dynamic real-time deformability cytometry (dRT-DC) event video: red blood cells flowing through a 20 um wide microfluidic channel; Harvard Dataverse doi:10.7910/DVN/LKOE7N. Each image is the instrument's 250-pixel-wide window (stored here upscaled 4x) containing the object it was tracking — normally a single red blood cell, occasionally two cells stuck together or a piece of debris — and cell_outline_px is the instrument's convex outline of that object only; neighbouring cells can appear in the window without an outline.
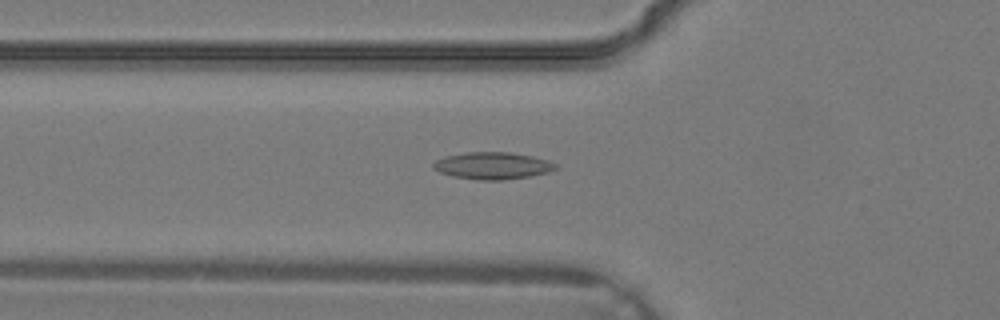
{"species": "common noctule bat (a hibernating species)", "species_latin": "Nyctalus noctula", "temperature_condition": "warm", "stored_images_in_passage": 36, "camera_frame_rate_fps": 3000, "um_per_image_px": 0.085, "animal": {"sex": "male", "body_mass_g": 19.2, "forearm_length_mm": 51.8}, "frame": {"image": 1, "passage_image": 13, "time_ms": 4.0, "image_size_px": [1000, 320], "cell_outline_px": [[560, 168], [548, 172], [528, 176], [504, 180], [480, 180], [452, 176], [440, 172], [432, 168], [432, 164], [436, 160], [444, 156], [464, 152], [512, 152], [532, 156], [548, 160], [556, 164]], "centroid_in_image_um": [41.86, 14.07], "position_along_channel_um": 83.9, "area_um2": 19.42}}
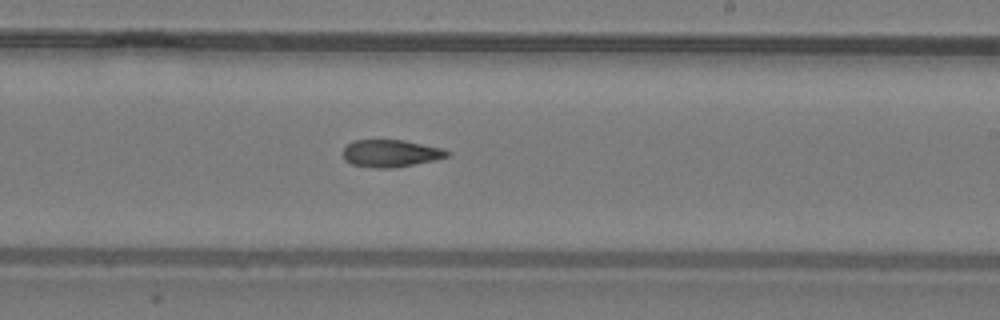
{"frame": {"image": 2, "passage_image": 22, "time_ms": 7.0, "image_size_px": [1000, 320], "cell_outline_px": [[452, 156], [436, 160], [396, 168], [376, 168], [352, 164], [344, 160], [344, 148], [348, 144], [356, 140], [404, 140], [444, 148], [452, 152]], "centroid_in_image_um": [33.3, 13.04], "position_along_channel_um": 255.7, "area_um2": 16.82}}
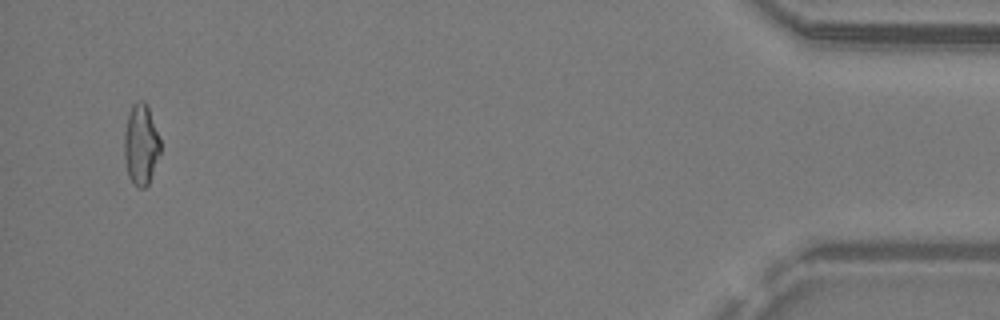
{"frame": {"image": 3, "passage_image": 35, "time_ms": 11.333, "image_size_px": [1000, 320], "cell_outline_px": [[160, 152], [148, 184], [144, 188], [140, 188], [132, 184], [128, 176], [124, 156], [124, 132], [128, 112], [132, 104], [140, 100], [144, 100], [148, 104], [160, 140]], "centroid_in_image_um": [11.96, 12.25], "position_along_channel_um": 423.2, "area_um2": 17.17}}